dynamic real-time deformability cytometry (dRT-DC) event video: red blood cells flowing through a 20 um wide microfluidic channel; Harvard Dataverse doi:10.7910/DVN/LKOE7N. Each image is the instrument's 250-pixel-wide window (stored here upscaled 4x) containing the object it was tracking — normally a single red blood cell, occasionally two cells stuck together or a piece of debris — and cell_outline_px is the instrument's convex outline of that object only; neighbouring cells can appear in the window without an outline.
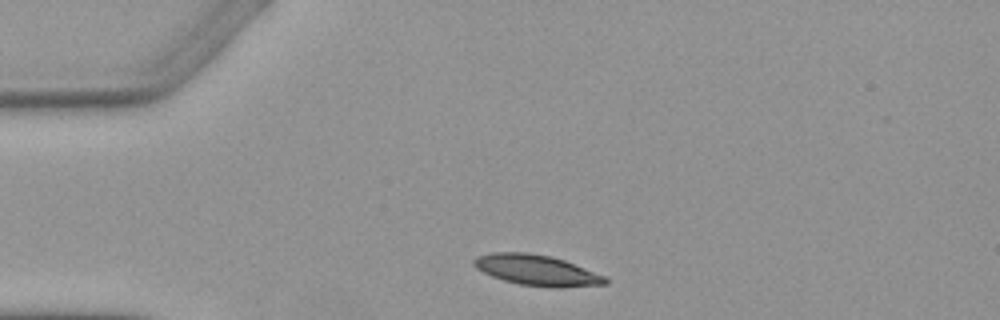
{"species": "Egyptian fruit bat (a non-hibernating species)", "species_latin": "Rousettus aegyptiacus", "temperature_condition": "warm", "stored_images_in_passage": 2, "camera_frame_rate_fps": 3000, "um_per_image_px": 0.085, "animal": {"sex": "female"}, "frame": {"image": 1, "passage_image": 1, "time_ms": 0.0, "image_size_px": [1000, 320], "cell_outline_px": [[608, 284], [520, 284], [504, 280], [492, 276], [476, 268], [472, 264], [472, 260], [476, 256], [492, 252], [528, 252], [552, 256], [564, 260], [604, 276], [608, 280]], "centroid_in_image_um": [45.47, 22.88], "position_along_channel_um": 39.5, "area_um2": 22.14}}